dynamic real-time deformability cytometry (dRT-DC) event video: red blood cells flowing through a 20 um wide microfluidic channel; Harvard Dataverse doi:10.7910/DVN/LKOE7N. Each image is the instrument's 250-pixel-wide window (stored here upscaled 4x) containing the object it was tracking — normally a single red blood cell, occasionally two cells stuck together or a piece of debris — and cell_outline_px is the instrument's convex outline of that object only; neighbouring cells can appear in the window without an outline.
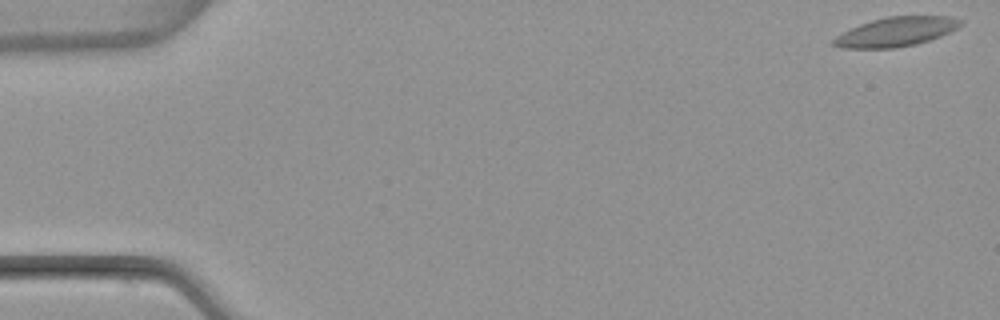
{"species": "common noctule bat (a hibernating species)", "species_latin": "Nyctalus noctula", "temperature_condition": "warm", "stored_images_in_passage": 5, "camera_frame_rate_fps": 3000, "um_per_image_px": 0.085, "animal": {"sex": "female", "body_mass_g": 22.7, "forearm_length_mm": 54.2}, "frame": {"image": 1, "passage_image": 1, "time_ms": 0.0, "image_size_px": [1000, 320], "cell_outline_px": [[964, 24], [940, 36], [916, 44], [896, 48], [840, 48], [832, 44], [832, 40], [836, 36], [860, 24], [872, 20], [888, 16], [948, 16], [964, 20]], "centroid_in_image_um": [76.18, 2.7], "position_along_channel_um": 8.8, "area_um2": 21.56}}
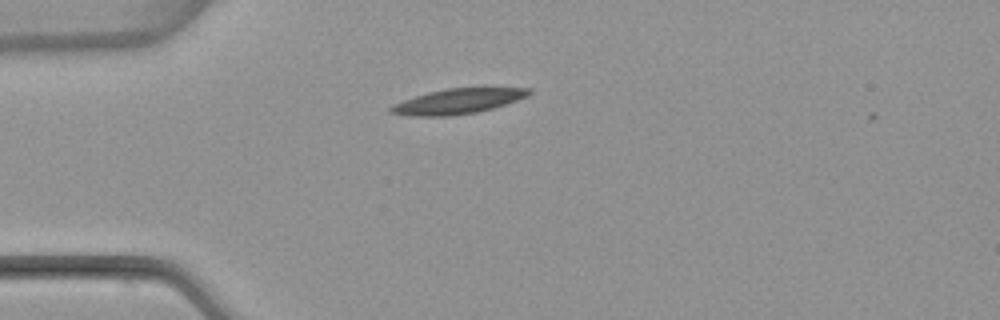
{"frame": {"image": 2, "passage_image": 4, "time_ms": 4.333, "image_size_px": [1000, 320], "cell_outline_px": [[532, 92], [528, 96], [492, 108], [476, 112], [452, 116], [408, 116], [388, 112], [388, 108], [392, 104], [428, 92], [448, 88], [484, 84], [532, 88]], "centroid_in_image_um": [39.02, 8.54], "position_along_channel_um": 46.0, "area_um2": 21.33}}
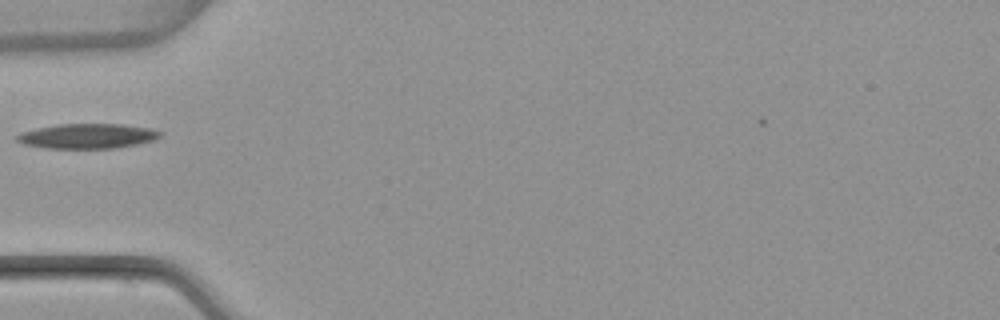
{"frame": {"image": 3, "passage_image": 5, "time_ms": 5.667, "image_size_px": [1000, 320], "cell_outline_px": [[160, 136], [152, 140], [136, 144], [116, 148], [44, 148], [24, 144], [16, 140], [16, 136], [20, 132], [36, 128], [56, 124], [120, 124], [152, 128], [160, 132]], "centroid_in_image_um": [7.38, 11.56], "position_along_channel_um": 77.6, "area_um2": 20.69}}